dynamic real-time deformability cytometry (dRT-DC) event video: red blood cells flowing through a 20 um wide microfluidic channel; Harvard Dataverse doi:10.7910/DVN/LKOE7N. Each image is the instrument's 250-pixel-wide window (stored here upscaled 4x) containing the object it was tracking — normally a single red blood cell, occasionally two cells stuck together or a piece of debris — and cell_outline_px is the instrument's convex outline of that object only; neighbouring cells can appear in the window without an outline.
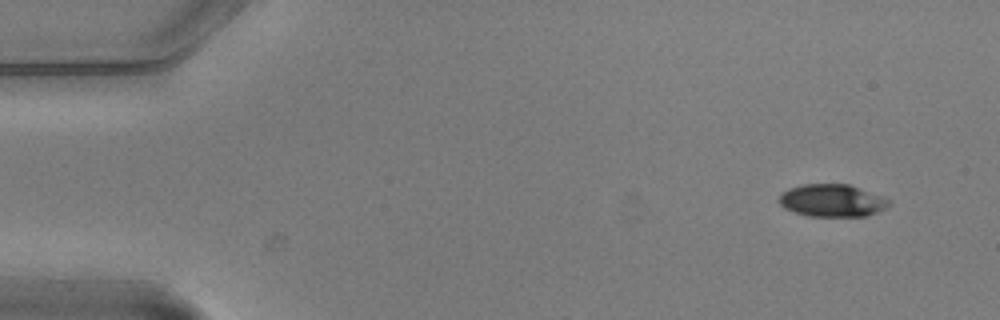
{"species": "common noctule bat (a hibernating species)", "species_latin": "Nyctalus noctula", "temperature_condition": "warm", "stored_images_in_passage": 3, "camera_frame_rate_fps": 3000, "um_per_image_px": 0.085, "animal": {"sex": "male", "body_mass_g": 20.5, "forearm_length_mm": 52.5}, "frame": {"image": 1, "passage_image": 1, "time_ms": 0.0, "image_size_px": [1000, 320], "cell_outline_px": [[892, 204], [888, 208], [868, 216], [808, 216], [784, 208], [780, 204], [780, 192], [788, 188], [804, 184], [848, 184], [884, 196], [892, 200]], "centroid_in_image_um": [70.79, 17.04], "position_along_channel_um": 14.2, "area_um2": 21.1}}